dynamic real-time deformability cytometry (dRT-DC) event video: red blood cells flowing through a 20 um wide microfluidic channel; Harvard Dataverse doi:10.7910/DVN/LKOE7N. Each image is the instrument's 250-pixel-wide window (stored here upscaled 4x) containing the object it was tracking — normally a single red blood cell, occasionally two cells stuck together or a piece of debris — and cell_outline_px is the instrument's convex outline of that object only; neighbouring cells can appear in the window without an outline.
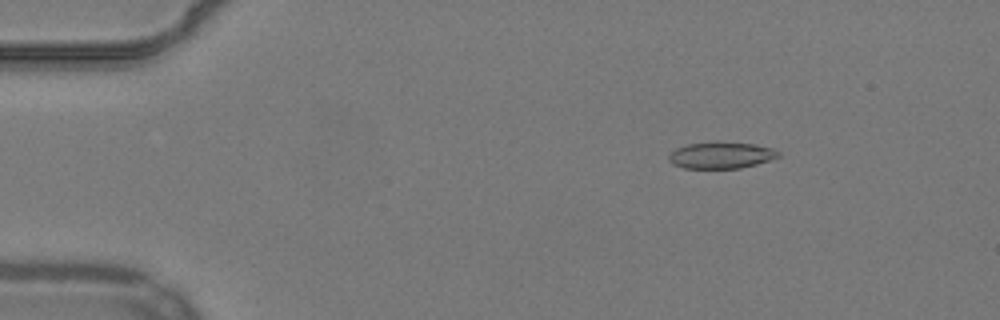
{"species": "common noctule bat (a hibernating species)", "species_latin": "Nyctalus noctula", "temperature_condition": "warm", "stored_images_in_passage": 48, "camera_frame_rate_fps": 3000, "um_per_image_px": 0.085, "animal": {"sex": "male", "body_mass_g": 19.2, "forearm_length_mm": 51.8}, "frame": {"image": 1, "passage_image": 2, "time_ms": 0.333, "image_size_px": [1000, 320], "cell_outline_px": [[780, 156], [756, 164], [740, 168], [684, 168], [672, 164], [668, 160], [668, 156], [676, 148], [688, 144], [716, 140], [756, 144], [772, 148], [780, 152]], "centroid_in_image_um": [61.28, 13.17], "position_along_channel_um": 23.7, "area_um2": 17.22}}
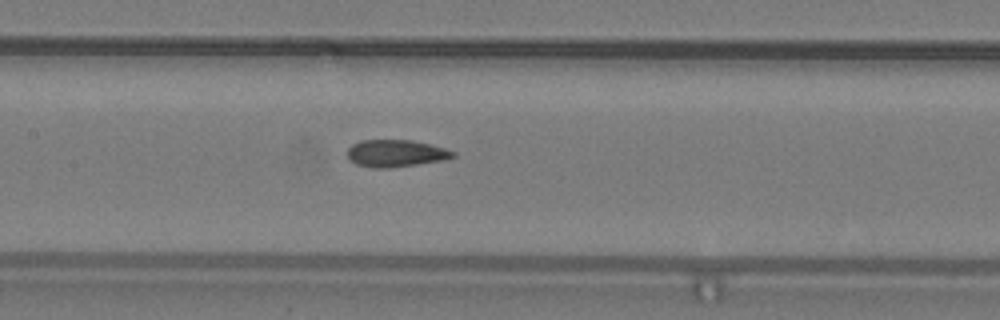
{"frame": {"image": 2, "passage_image": 20, "time_ms": 6.333, "image_size_px": [1000, 320], "cell_outline_px": [[456, 156], [444, 160], [388, 168], [372, 168], [356, 164], [348, 156], [348, 148], [352, 144], [360, 140], [412, 140], [444, 148], [456, 152]], "centroid_in_image_um": [33.64, 13.03], "position_along_channel_um": 173.8, "area_um2": 16.59}}
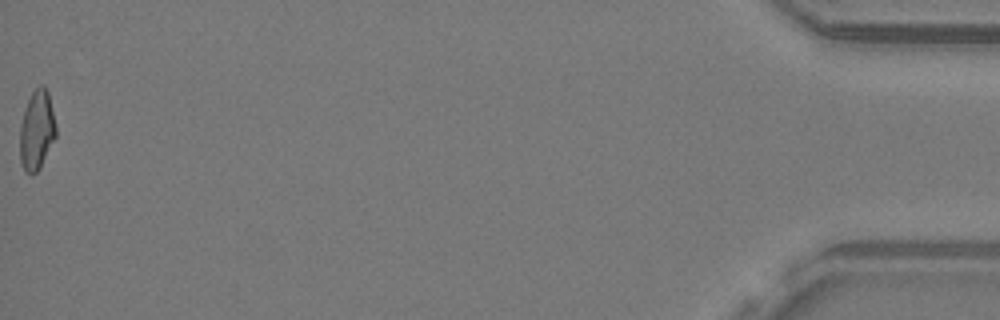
{"frame": {"image": 3, "passage_image": 48, "time_ms": 15.667, "image_size_px": [1000, 320], "cell_outline_px": [[56, 136], [40, 168], [32, 176], [24, 172], [20, 160], [20, 124], [28, 100], [32, 92], [40, 84], [44, 84], [48, 92], [56, 128]], "centroid_in_image_um": [3.11, 11.1], "position_along_channel_um": 432.1, "area_um2": 16.7}, "authors_computed_cell_mechanics": {"area_um2": 16.9643, "velocity_mm_per_s": 3.8586, "shape_relaxation_time_tau1_ms": null, "shape_relaxation_time_tau2_ms": 2.0311, "deformation_change_tau1": null, "deformation_change_tau2": 0.082}}